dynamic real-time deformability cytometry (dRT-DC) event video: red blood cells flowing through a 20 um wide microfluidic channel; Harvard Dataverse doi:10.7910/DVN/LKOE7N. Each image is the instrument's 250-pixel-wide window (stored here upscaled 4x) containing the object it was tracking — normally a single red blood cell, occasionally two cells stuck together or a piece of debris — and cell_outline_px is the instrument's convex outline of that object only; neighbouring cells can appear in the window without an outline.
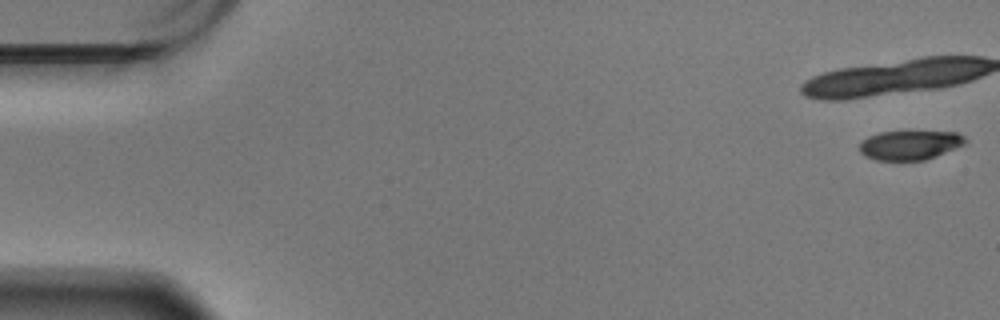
{"species": "Egyptian fruit bat (a non-hibernating species)", "species_latin": "Rousettus aegyptiacus", "temperature_condition": "warm", "stored_images_in_passage": 20, "camera_frame_rate_fps": 3000, "um_per_image_px": 0.085, "animal": {"sex": "male"}, "frame": {"image": 1, "passage_image": 1, "time_ms": 0.0, "image_size_px": [1000, 320], "cell_outline_px": [[968, 140], [964, 144], [924, 160], [876, 160], [864, 156], [860, 152], [860, 144], [868, 136], [880, 132], [956, 132], [964, 136]], "centroid_in_image_um": [77.31, 12.33], "position_along_channel_um": 7.7, "area_um2": 17.74}}